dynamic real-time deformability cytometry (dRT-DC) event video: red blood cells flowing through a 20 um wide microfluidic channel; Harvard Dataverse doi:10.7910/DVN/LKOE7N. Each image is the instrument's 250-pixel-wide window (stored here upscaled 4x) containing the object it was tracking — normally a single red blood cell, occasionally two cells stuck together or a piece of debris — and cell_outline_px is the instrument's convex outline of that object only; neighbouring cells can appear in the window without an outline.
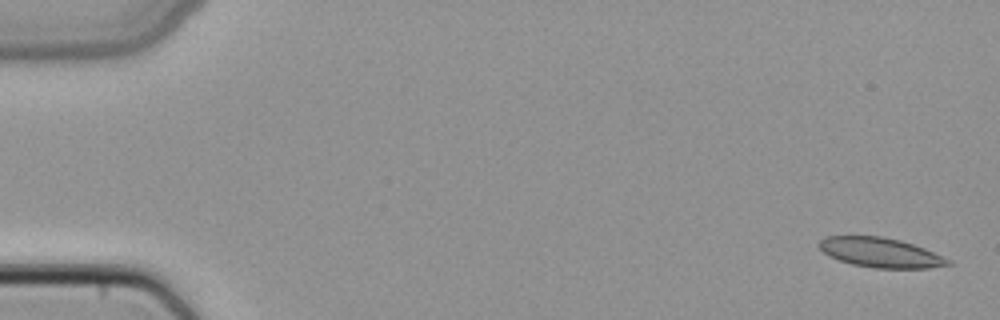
{"species": "common noctule bat (a hibernating species)", "species_latin": "Nyctalus noctula", "temperature_condition": "cold", "stored_images_in_passage": 3, "camera_frame_rate_fps": 3000, "um_per_image_px": 0.085, "animal": {"sex": "female", "body_mass_g": 22.7, "forearm_length_mm": 54.2}, "frame": {"image": 1, "passage_image": 1, "time_ms": 0.0, "image_size_px": [1000, 320], "cell_outline_px": [[952, 264], [928, 268], [876, 268], [852, 264], [828, 256], [816, 244], [824, 236], [880, 236], [900, 240], [924, 248], [952, 260]], "centroid_in_image_um": [74.83, 21.46], "position_along_channel_um": 10.2, "area_um2": 22.25}}